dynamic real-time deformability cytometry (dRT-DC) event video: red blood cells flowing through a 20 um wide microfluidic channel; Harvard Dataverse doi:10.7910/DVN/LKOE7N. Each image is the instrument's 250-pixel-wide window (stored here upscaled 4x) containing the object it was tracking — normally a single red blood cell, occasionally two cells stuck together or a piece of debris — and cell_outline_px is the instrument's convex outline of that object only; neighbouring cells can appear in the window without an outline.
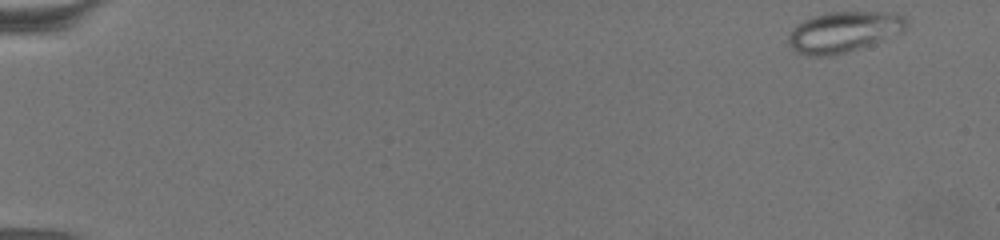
{"species": "common noctule bat (a hibernating species)", "species_latin": "Nyctalus noctula", "temperature_condition": "warm", "stored_images_in_passage": 59, "camera_frame_rate_fps": 3000, "um_per_image_px": 0.085, "animal": {"sex": "female", "body_mass_g": 19.5, "forearm_length_mm": 54.1}, "frame": {"image": 1, "passage_image": 1, "time_ms": 0.0, "image_size_px": [1000, 240], "cell_outline_px": [[908, 24], [900, 32], [872, 44], [848, 52], [832, 56], [808, 56], [792, 52], [788, 44], [788, 36], [792, 28], [804, 20], [812, 16], [828, 12], [896, 12], [904, 16]], "centroid_in_image_um": [71.66, 2.72], "position_along_channel_um": 13.3, "area_um2": 28.26}}
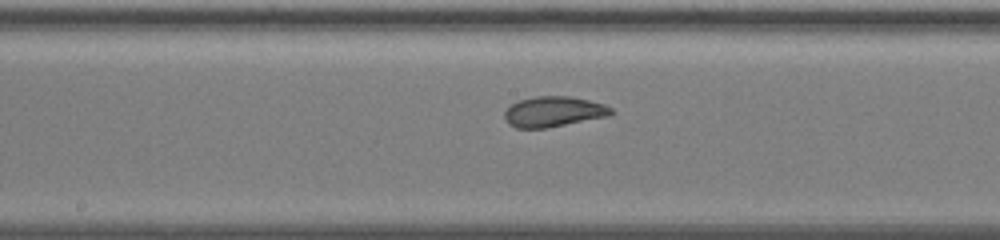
{"frame": {"image": 2, "passage_image": 32, "time_ms": 10.333, "image_size_px": [1000, 240], "cell_outline_px": [[616, 112], [612, 116], [548, 128], [516, 128], [508, 124], [504, 120], [504, 112], [512, 104], [520, 100], [536, 96], [568, 96], [588, 100], [604, 104], [612, 108]], "centroid_in_image_um": [47.1, 9.51], "position_along_channel_um": 201.1, "area_um2": 19.19}}
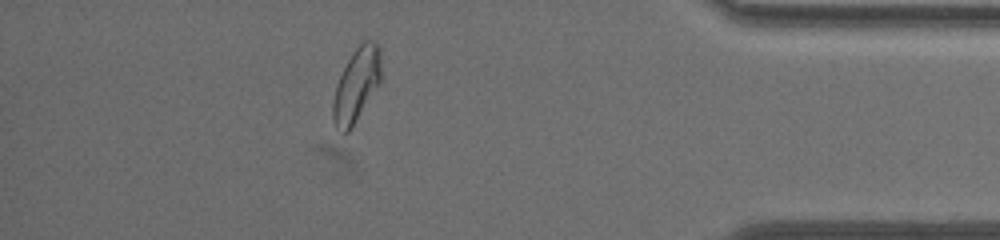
{"frame": {"image": 3, "passage_image": 52, "time_ms": 17.0, "image_size_px": [1000, 240], "cell_outline_px": [[380, 84], [352, 128], [348, 132], [340, 132], [336, 128], [332, 116], [332, 104], [336, 84], [352, 52], [364, 40], [372, 40], [380, 44]], "centroid_in_image_um": [30.3, 7.23], "position_along_channel_um": 404.9, "area_um2": 20.81}, "authors_computed_cell_mechanics": {"area_um2": 20.9236, "velocity_mm_per_s": 3.0917, "shape_relaxation_time_tau1_ms": null, "shape_relaxation_time_tau2_ms": 1.0691, "deformation_change_tau1": null, "deformation_change_tau2": 0.0725}}